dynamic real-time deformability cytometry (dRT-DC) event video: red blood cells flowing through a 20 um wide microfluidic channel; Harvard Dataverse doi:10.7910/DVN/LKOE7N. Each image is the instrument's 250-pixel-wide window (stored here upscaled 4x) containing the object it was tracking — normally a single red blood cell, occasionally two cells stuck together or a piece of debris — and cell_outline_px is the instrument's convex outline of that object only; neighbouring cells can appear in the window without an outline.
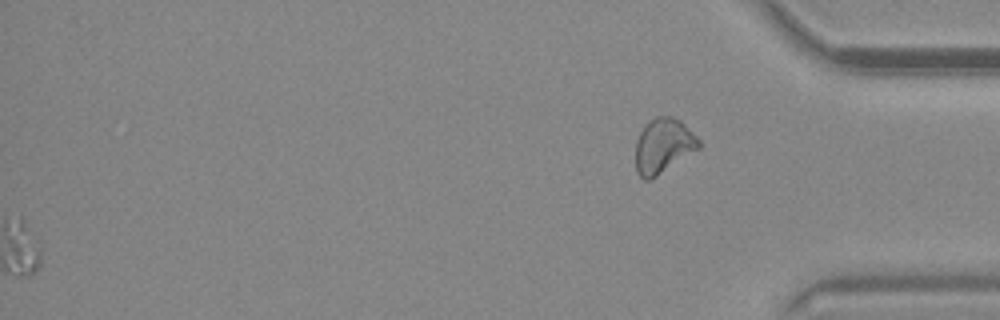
{"species": "common noctule bat (a hibernating species)", "species_latin": "Nyctalus noctula", "temperature_condition": "warm", "stored_images_in_passage": 47, "camera_frame_rate_fps": 3000, "um_per_image_px": 0.085, "animal": {"sex": "male", "body_mass_g": 20.4}, "frame": {"image": 1, "passage_image": 47, "time_ms": 15.333, "image_size_px": [1000, 320], "cell_outline_px": [[700, 148], [656, 176], [648, 180], [644, 180], [636, 172], [636, 140], [640, 132], [656, 116], [672, 116], [680, 120], [700, 140]], "centroid_in_image_um": [56.38, 12.4], "position_along_channel_um": 378.8, "area_um2": 19.88}}